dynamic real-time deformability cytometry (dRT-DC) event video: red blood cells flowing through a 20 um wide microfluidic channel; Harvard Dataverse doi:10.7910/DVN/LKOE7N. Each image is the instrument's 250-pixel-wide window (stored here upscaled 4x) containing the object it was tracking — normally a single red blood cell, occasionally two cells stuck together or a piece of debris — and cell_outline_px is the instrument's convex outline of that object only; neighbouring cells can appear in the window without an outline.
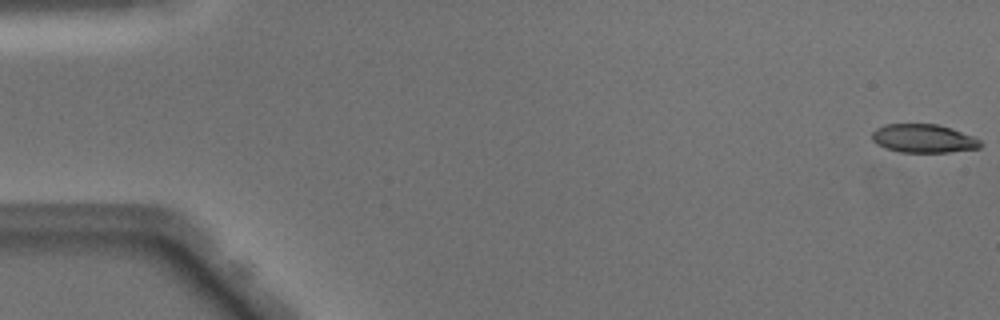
{"species": "Egyptian fruit bat (a non-hibernating species)", "species_latin": "Rousettus aegyptiacus", "temperature_condition": "warm", "stored_images_in_passage": 50, "camera_frame_rate_fps": 3000, "um_per_image_px": 0.085, "animal": {"sex": "male"}, "frame": {"image": 1, "passage_image": 1, "time_ms": 0.0, "image_size_px": [1000, 320], "cell_outline_px": [[984, 144], [980, 148], [948, 152], [900, 152], [884, 148], [876, 144], [872, 140], [872, 132], [876, 128], [884, 124], [936, 124], [952, 128], [972, 136], [980, 140]], "centroid_in_image_um": [78.48, 11.77], "position_along_channel_um": 6.5, "area_um2": 18.15}}
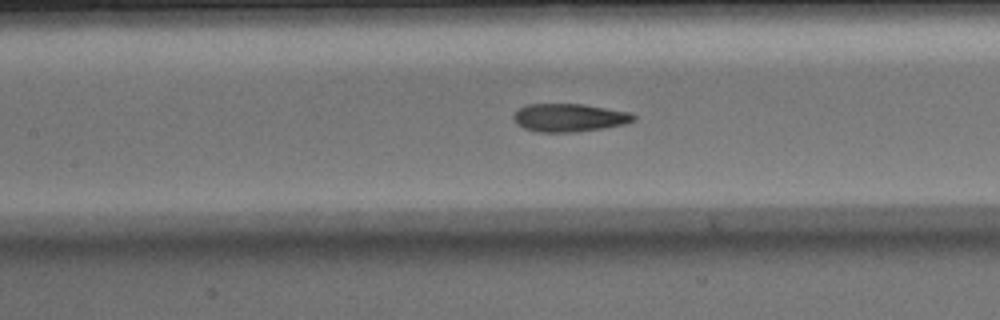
{"frame": {"image": 2, "passage_image": 23, "time_ms": 7.333, "image_size_px": [1000, 320], "cell_outline_px": [[636, 120], [624, 124], [604, 128], [572, 132], [536, 132], [524, 128], [516, 124], [512, 116], [516, 108], [528, 104], [584, 104], [632, 112], [636, 116]], "centroid_in_image_um": [48.37, 9.99], "position_along_channel_um": 159.0, "area_um2": 19.94}}
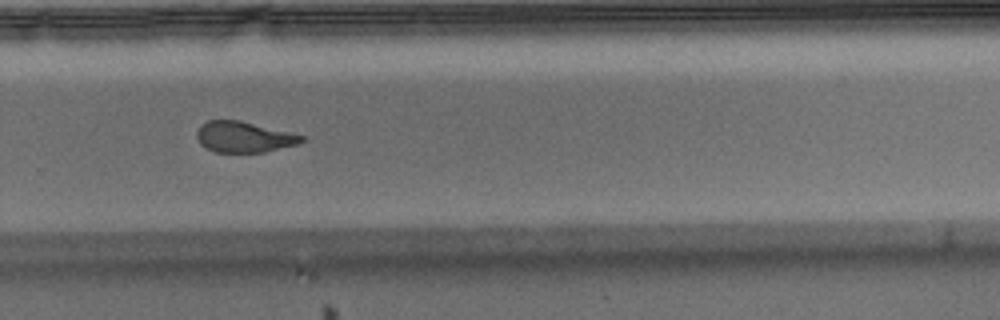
{"frame": {"image": 3, "passage_image": 34, "time_ms": 11.0, "image_size_px": [1000, 320], "cell_outline_px": [[304, 140], [300, 144], [264, 152], [216, 152], [200, 144], [196, 136], [196, 132], [208, 120], [240, 120], [304, 136]], "centroid_in_image_um": [20.74, 11.65], "position_along_channel_um": 309.1, "area_um2": 18.61}, "authors_computed_cell_mechanics": {"area_um2": 20.0277, "velocity_mm_per_s": 4.1053, "shape_relaxation_time_tau1_ms": null, "shape_relaxation_time_tau2_ms": 1.8447, "deformation_change_tau1": null, "deformation_change_tau2": 0.0986}}